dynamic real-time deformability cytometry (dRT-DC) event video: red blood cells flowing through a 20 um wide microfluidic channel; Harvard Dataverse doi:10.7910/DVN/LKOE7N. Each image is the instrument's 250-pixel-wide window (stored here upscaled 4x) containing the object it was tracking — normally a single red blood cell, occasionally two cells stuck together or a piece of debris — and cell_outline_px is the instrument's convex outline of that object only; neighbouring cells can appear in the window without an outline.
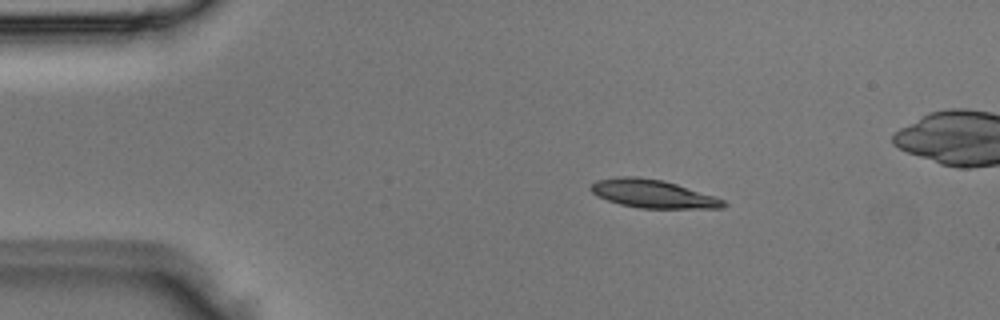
{"species": "Egyptian fruit bat (a non-hibernating species)", "species_latin": "Rousettus aegyptiacus", "temperature_condition": "room temperature", "stored_images_in_passage": 4, "camera_frame_rate_fps": 3000, "um_per_image_px": 0.085, "animal": {"sex": "male"}, "frame": {"image": 1, "passage_image": 2, "time_ms": 0.333, "image_size_px": [1000, 320], "cell_outline_px": [[728, 204], [724, 208], [640, 208], [620, 204], [596, 196], [588, 188], [596, 180], [620, 176], [640, 176], [664, 180], [716, 196], [724, 200]], "centroid_in_image_um": [55.5, 16.46], "position_along_channel_um": 29.5, "area_um2": 22.02}}